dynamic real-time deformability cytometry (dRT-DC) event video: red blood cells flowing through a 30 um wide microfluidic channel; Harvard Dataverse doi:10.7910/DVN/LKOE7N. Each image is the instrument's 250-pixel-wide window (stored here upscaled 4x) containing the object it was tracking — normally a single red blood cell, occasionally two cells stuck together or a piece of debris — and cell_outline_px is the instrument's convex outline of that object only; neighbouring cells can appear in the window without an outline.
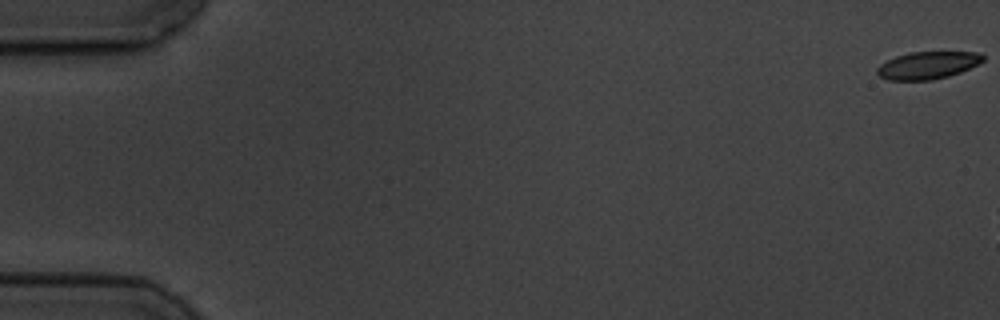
{"species": "common noctule bat (a hibernating species)", "species_latin": "Nyctalus noctula", "temperature_condition": "cold", "stored_images_in_passage": 4, "camera_frame_rate_fps": 3000, "um_per_image_px": 0.085, "animal": {"sex": "male", "body_mass_g": 19.5, "forearm_length_mm": 54.6}, "frame": {"image": 1, "passage_image": 1, "time_ms": 0.0, "image_size_px": [1000, 320], "cell_outline_px": [[984, 60], [960, 72], [948, 76], [932, 80], [888, 80], [880, 76], [876, 72], [876, 68], [880, 64], [896, 56], [912, 52], [980, 52], [984, 56]], "centroid_in_image_um": [78.83, 5.55], "position_along_channel_um": 6.2, "area_um2": 16.76}}